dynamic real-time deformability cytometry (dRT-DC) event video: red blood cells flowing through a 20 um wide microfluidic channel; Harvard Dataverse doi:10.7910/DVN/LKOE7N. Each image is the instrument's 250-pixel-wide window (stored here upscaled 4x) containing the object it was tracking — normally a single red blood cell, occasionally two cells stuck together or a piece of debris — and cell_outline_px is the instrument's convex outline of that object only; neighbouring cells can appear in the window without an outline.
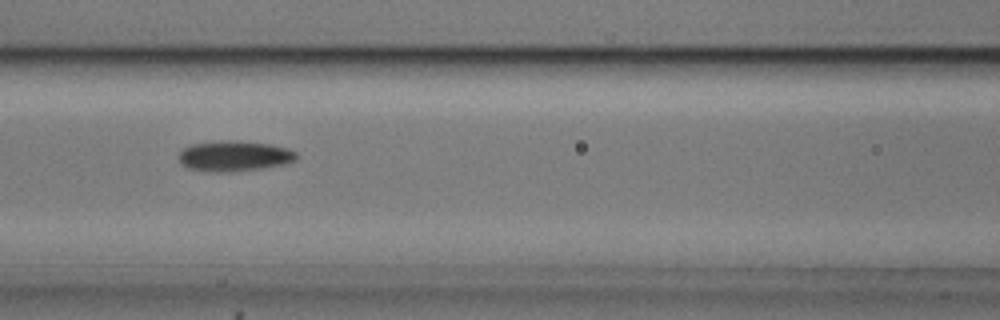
{"species": "common noctule bat (a hibernating species)", "species_latin": "Nyctalus noctula", "temperature_condition": "cold", "stored_images_in_passage": 7, "camera_frame_rate_fps": 3000, "um_per_image_px": 0.085, "animal": {"sex": "male", "body_mass_g": 20.5, "forearm_length_mm": 52.5}, "frame": {"image": 1, "passage_image": 3, "time_ms": 0.667, "image_size_px": [1000, 320], "cell_outline_px": [[296, 160], [284, 164], [260, 168], [228, 172], [216, 172], [188, 168], [180, 164], [180, 152], [184, 148], [192, 144], [232, 140], [268, 144], [288, 148], [296, 152]], "centroid_in_image_um": [19.92, 13.26], "position_along_channel_um": 146.7, "area_um2": 20.52}}
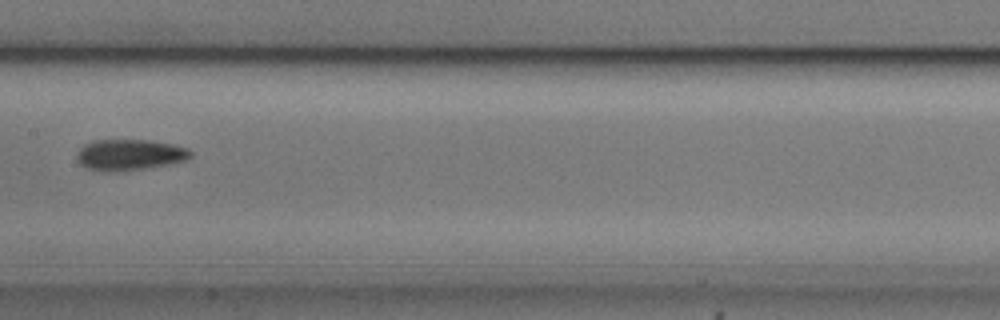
{"frame": {"image": 2, "passage_image": 4, "time_ms": 1.0, "image_size_px": [1000, 320], "cell_outline_px": [[192, 156], [188, 160], [168, 164], [144, 168], [112, 172], [104, 172], [88, 168], [80, 164], [76, 156], [80, 148], [84, 144], [92, 140], [148, 140], [176, 144], [188, 148], [192, 152]], "centroid_in_image_um": [11.04, 13.15], "position_along_channel_um": 196.4, "area_um2": 20.69}}
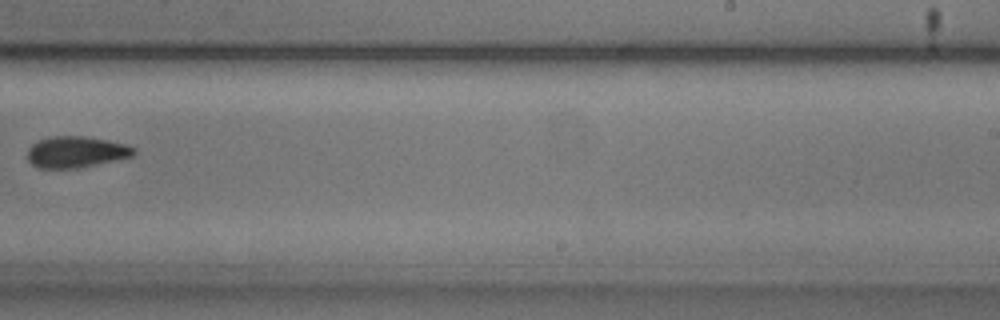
{"frame": {"image": 3, "passage_image": 6, "time_ms": 1.667, "image_size_px": [1000, 320], "cell_outline_px": [[136, 152], [132, 156], [76, 168], [36, 168], [28, 160], [28, 148], [32, 144], [40, 140], [52, 136], [84, 136], [108, 140], [124, 144], [136, 148]], "centroid_in_image_um": [6.44, 12.91], "position_along_channel_um": 282.6, "area_um2": 19.19}}